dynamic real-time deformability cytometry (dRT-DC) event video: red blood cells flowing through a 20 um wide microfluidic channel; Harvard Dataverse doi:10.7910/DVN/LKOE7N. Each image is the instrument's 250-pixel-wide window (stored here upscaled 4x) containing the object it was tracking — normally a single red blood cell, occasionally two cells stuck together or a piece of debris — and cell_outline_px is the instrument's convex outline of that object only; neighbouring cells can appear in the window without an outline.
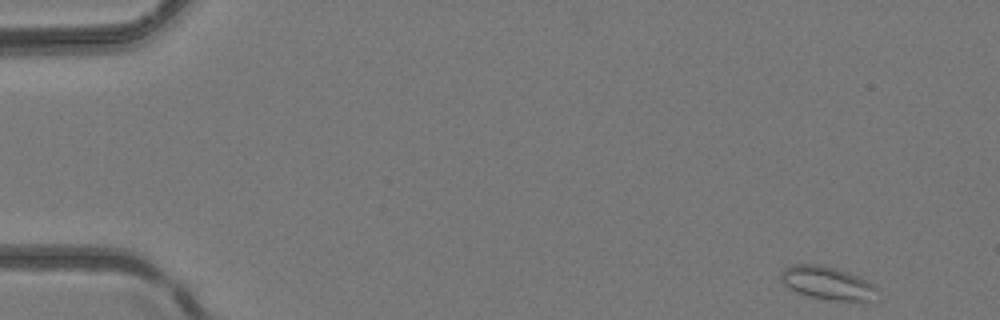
{"species": "common noctule bat (a hibernating species)", "species_latin": "Nyctalus noctula", "temperature_condition": "room temperature", "stored_images_in_passage": 3, "camera_frame_rate_fps": 3000, "um_per_image_px": 0.085, "animal": {"sex": "female", "body_mass_g": 24.6, "forearm_length_mm": 56.2}, "frame": {"image": 1, "passage_image": 1, "time_ms": 0.0, "image_size_px": [1000, 320], "cell_outline_px": [[880, 292], [872, 300], [828, 300], [808, 296], [784, 284], [780, 276], [784, 268], [792, 264], [816, 264], [836, 268], [848, 272], [880, 288]], "centroid_in_image_um": [70.36, 24.05], "position_along_channel_um": 14.6, "area_um2": 18.32}}
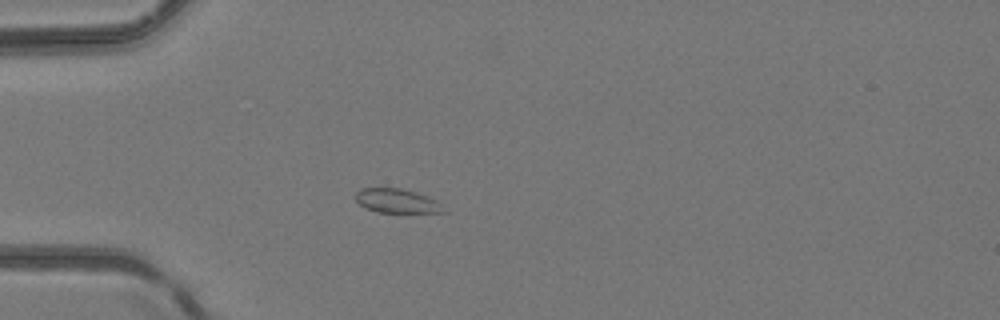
{"frame": {"image": 2, "passage_image": 3, "time_ms": 3.667, "image_size_px": [1000, 320], "cell_outline_px": [[448, 212], [380, 212], [364, 208], [356, 200], [356, 192], [360, 188], [400, 188], [416, 192], [428, 196], [444, 204]], "centroid_in_image_um": [33.78, 17.07], "position_along_channel_um": 51.2, "area_um2": 12.48}}